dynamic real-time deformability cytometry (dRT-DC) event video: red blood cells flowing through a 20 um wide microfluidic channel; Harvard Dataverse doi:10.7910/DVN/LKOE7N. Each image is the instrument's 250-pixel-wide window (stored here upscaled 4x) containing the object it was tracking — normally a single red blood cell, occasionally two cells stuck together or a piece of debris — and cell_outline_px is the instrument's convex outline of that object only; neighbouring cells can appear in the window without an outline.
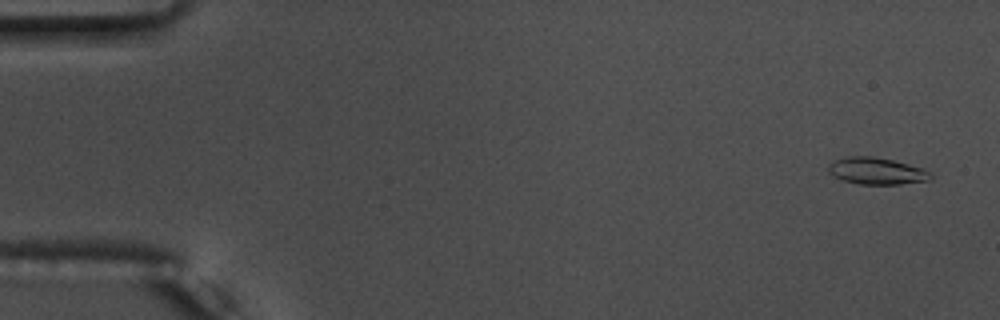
{"species": "common noctule bat (a hibernating species)", "species_latin": "Nyctalus noctula", "temperature_condition": "warm", "stored_images_in_passage": 56, "camera_frame_rate_fps": 3000, "um_per_image_px": 0.085, "animal": {"sex": "male", "body_mass_g": 17.5, "forearm_length_mm": 52.3}, "frame": {"image": 1, "passage_image": 3, "time_ms": 0.667, "image_size_px": [1000, 320], "cell_outline_px": [[936, 176], [928, 180], [900, 184], [860, 184], [840, 180], [832, 176], [828, 172], [828, 164], [832, 160], [848, 156], [872, 156], [892, 160], [924, 168], [932, 172]], "centroid_in_image_um": [74.5, 14.53], "position_along_channel_um": 10.5, "area_um2": 16.3}}
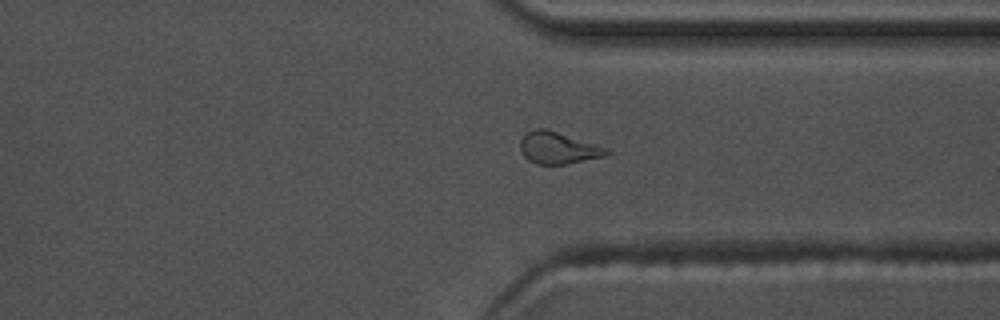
{"frame": {"image": 2, "passage_image": 43, "time_ms": 14.0, "image_size_px": [1000, 320], "cell_outline_px": [[612, 152], [608, 156], [568, 164], [536, 164], [528, 160], [524, 156], [520, 148], [520, 140], [528, 132], [536, 128], [544, 128], [608, 148]], "centroid_in_image_um": [47.48, 12.6], "position_along_channel_um": 363.9, "area_um2": 16.01}}
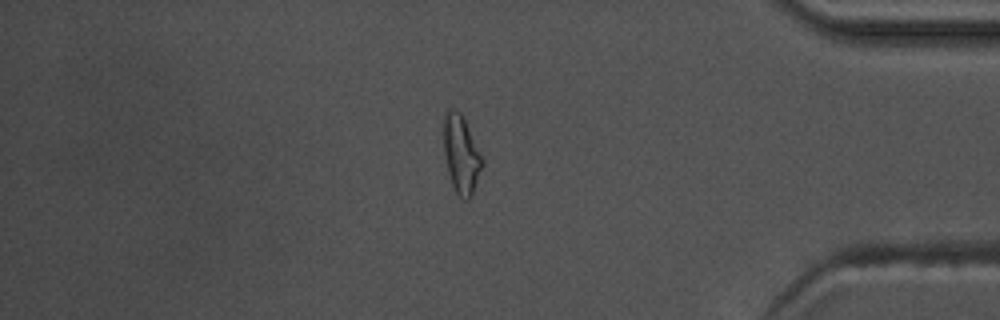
{"frame": {"image": 3, "passage_image": 48, "time_ms": 15.667, "image_size_px": [1000, 320], "cell_outline_px": [[484, 164], [472, 192], [468, 200], [464, 200], [456, 192], [452, 184], [448, 172], [444, 152], [444, 116], [448, 108], [452, 108], [460, 112], [484, 160]], "centroid_in_image_um": [39.2, 13.11], "position_along_channel_um": 396.0, "area_um2": 17.17}, "authors_computed_cell_mechanics": {"area_um2": 15.6927, "velocity_mm_per_s": 3.7115, "shape_relaxation_time_tau1_ms": null, "shape_relaxation_time_tau2_ms": 3.7433, "deformation_change_tau1": null, "deformation_change_tau2": 0.1213}}